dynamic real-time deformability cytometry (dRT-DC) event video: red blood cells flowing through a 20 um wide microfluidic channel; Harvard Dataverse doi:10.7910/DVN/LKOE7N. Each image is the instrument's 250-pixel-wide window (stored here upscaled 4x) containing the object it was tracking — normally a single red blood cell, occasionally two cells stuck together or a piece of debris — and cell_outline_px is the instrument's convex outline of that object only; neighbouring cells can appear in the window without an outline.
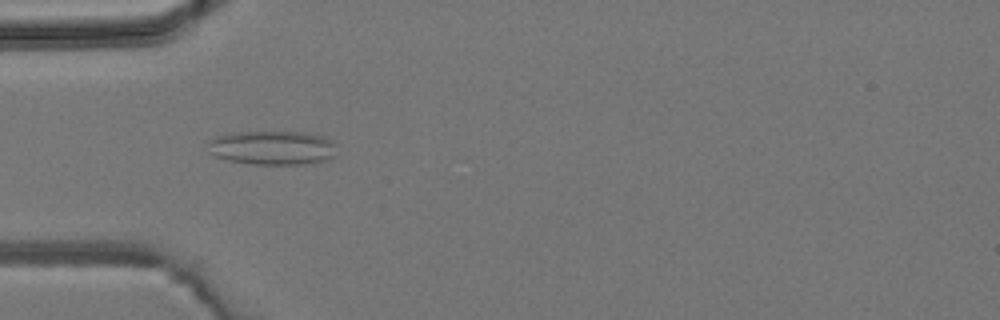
{"species": "common noctule bat (a hibernating species)", "species_latin": "Nyctalus noctula", "temperature_condition": "room temperature", "stored_images_in_passage": 7, "camera_frame_rate_fps": 3000, "um_per_image_px": 0.085, "animal": {"sex": "male", "body_mass_g": 19.2, "forearm_length_mm": 51.8}, "frame": {"image": 1, "passage_image": 5, "time_ms": 6.0, "image_size_px": [1000, 320], "cell_outline_px": [[336, 144], [332, 156], [324, 160], [304, 164], [252, 164], [228, 160], [216, 156], [212, 152], [208, 144], [208, 140], [220, 136], [236, 132], [300, 132], [320, 136], [332, 140]], "centroid_in_image_um": [23.15, 12.56], "position_along_channel_um": 61.8, "area_um2": 25.09}}
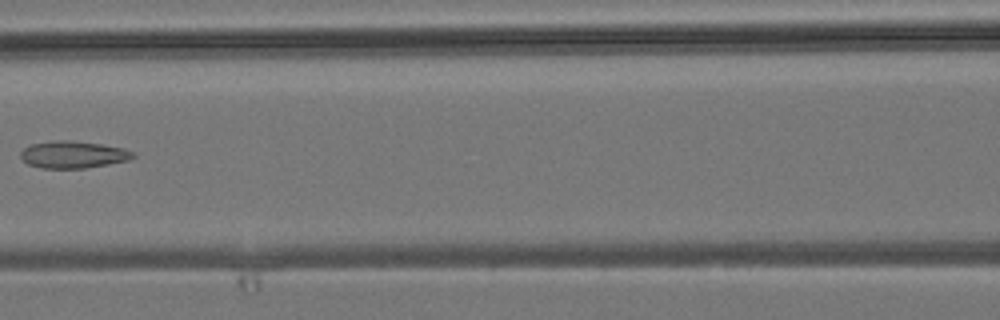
{"frame": {"image": 2, "passage_image": 7, "time_ms": 8.333, "image_size_px": [1000, 320], "cell_outline_px": [[136, 156], [128, 160], [108, 164], [84, 168], [40, 168], [28, 164], [20, 156], [20, 152], [24, 148], [32, 144], [52, 140], [72, 140], [100, 144], [124, 148], [136, 152]], "centroid_in_image_um": [6.23, 13.13], "position_along_channel_um": 160.4, "area_um2": 17.8}}